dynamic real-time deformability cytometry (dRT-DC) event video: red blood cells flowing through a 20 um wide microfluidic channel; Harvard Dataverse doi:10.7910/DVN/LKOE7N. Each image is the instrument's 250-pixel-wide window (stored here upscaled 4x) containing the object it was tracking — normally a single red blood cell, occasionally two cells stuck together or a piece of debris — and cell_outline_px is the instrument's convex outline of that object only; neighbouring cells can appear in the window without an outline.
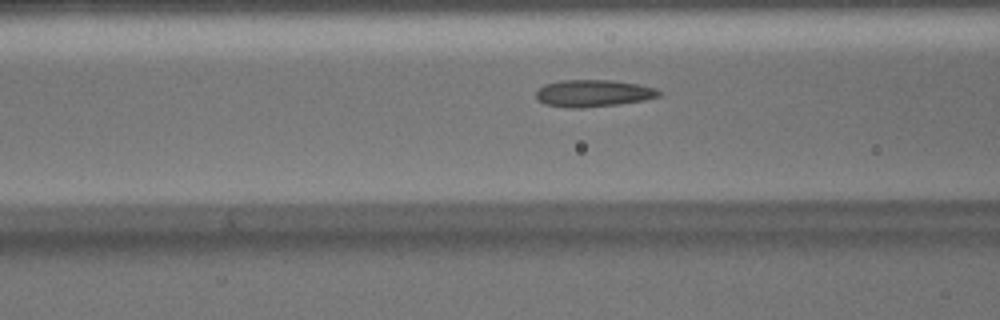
{"species": "Egyptian fruit bat (a non-hibernating species)", "species_latin": "Rousettus aegyptiacus", "temperature_condition": "warm", "stored_images_in_passage": 36, "camera_frame_rate_fps": 3000, "um_per_image_px": 0.085, "animal": {"sex": "male"}, "frame": {"image": 1, "passage_image": 16, "time_ms": 5.0, "image_size_px": [1000, 320], "cell_outline_px": [[660, 96], [644, 100], [620, 104], [584, 108], [568, 108], [544, 104], [536, 96], [536, 92], [544, 84], [560, 80], [608, 80], [640, 84], [656, 88], [660, 92]], "centroid_in_image_um": [50.43, 7.93], "position_along_channel_um": 116.2, "area_um2": 19.42}}
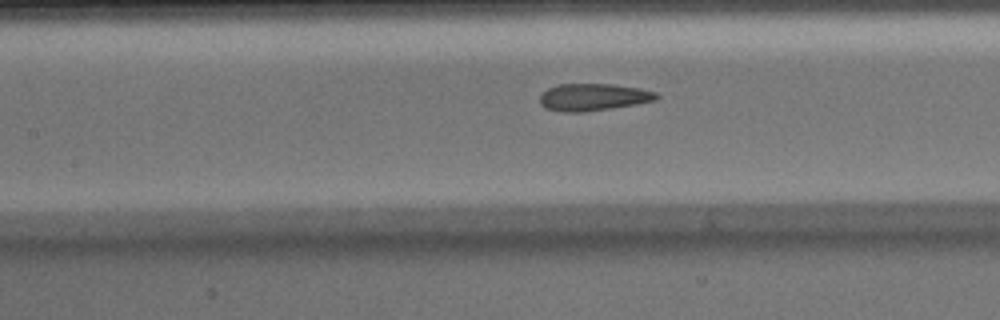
{"frame": {"image": 2, "passage_image": 19, "time_ms": 6.0, "image_size_px": [1000, 320], "cell_outline_px": [[660, 96], [656, 100], [636, 104], [612, 108], [584, 112], [560, 112], [544, 108], [540, 104], [540, 96], [548, 88], [556, 84], [612, 84], [640, 88], [656, 92]], "centroid_in_image_um": [50.42, 8.26], "position_along_channel_um": 157.0, "area_um2": 18.61}}
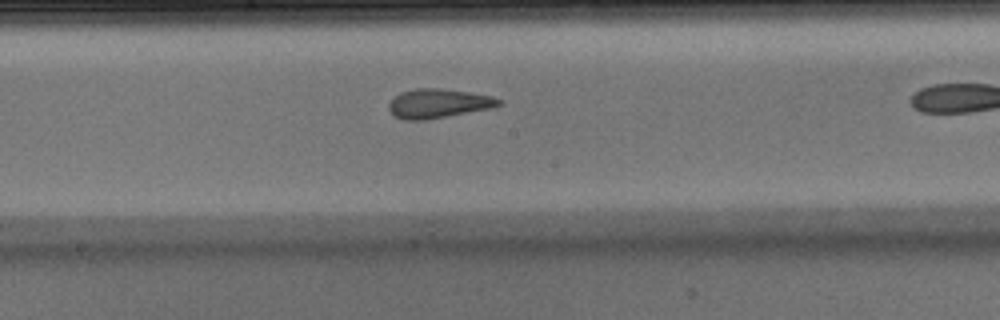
{"frame": {"image": 3, "passage_image": 23, "time_ms": 7.333, "image_size_px": [1000, 320], "cell_outline_px": [[504, 104], [496, 108], [428, 120], [404, 120], [396, 116], [388, 108], [388, 104], [400, 92], [416, 88], [440, 88], [472, 92], [492, 96], [500, 100]], "centroid_in_image_um": [37.33, 8.8], "position_along_channel_um": 210.9, "area_um2": 19.07}}